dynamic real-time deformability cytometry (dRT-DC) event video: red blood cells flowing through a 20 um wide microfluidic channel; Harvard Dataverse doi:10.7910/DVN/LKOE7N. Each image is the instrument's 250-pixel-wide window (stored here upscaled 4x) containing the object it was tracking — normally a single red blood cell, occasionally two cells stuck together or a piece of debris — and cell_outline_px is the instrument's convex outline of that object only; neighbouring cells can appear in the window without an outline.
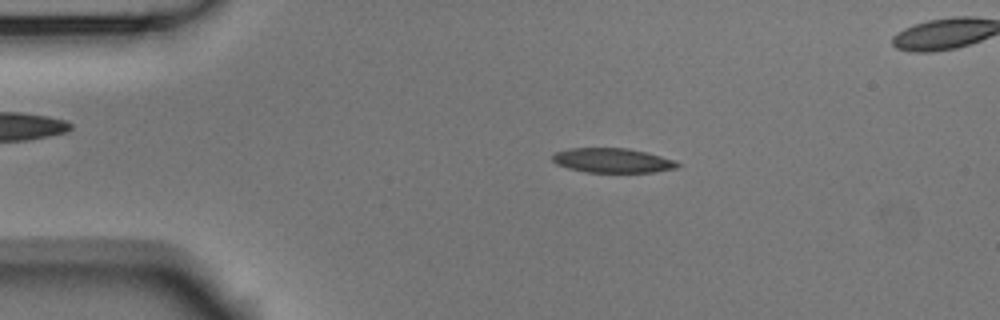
{"species": "Egyptian fruit bat (a non-hibernating species)", "species_latin": "Rousettus aegyptiacus", "temperature_condition": "room temperature", "stored_images_in_passage": 50, "camera_frame_rate_fps": 3000, "um_per_image_px": 0.085, "animal": {"sex": "male"}, "frame": {"image": 1, "passage_image": 6, "time_ms": 1.667, "image_size_px": [1000, 320], "cell_outline_px": [[680, 164], [676, 168], [652, 172], [588, 172], [568, 168], [556, 164], [552, 160], [552, 156], [556, 152], [568, 148], [628, 148], [660, 156], [672, 160]], "centroid_in_image_um": [52.01, 13.63], "position_along_channel_um": 33.0, "area_um2": 17.63}}
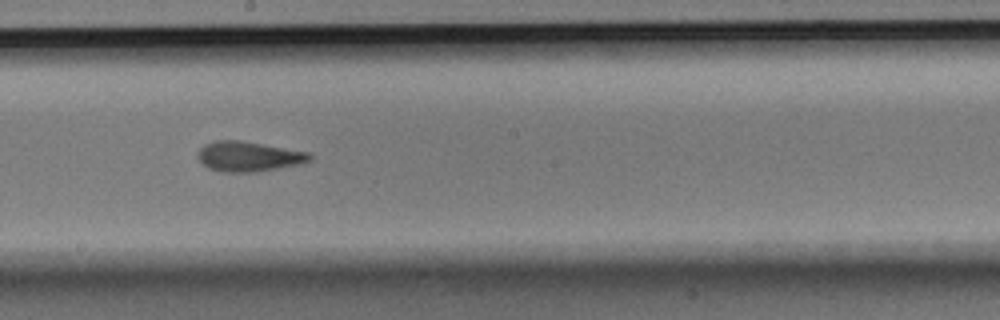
{"frame": {"image": 2, "passage_image": 25, "time_ms": 8.0, "image_size_px": [1000, 320], "cell_outline_px": [[312, 160], [296, 164], [256, 172], [224, 172], [208, 168], [196, 156], [200, 148], [204, 144], [216, 140], [240, 140], [312, 152]], "centroid_in_image_um": [21.13, 13.28], "position_along_channel_um": 227.1, "area_um2": 19.59}}
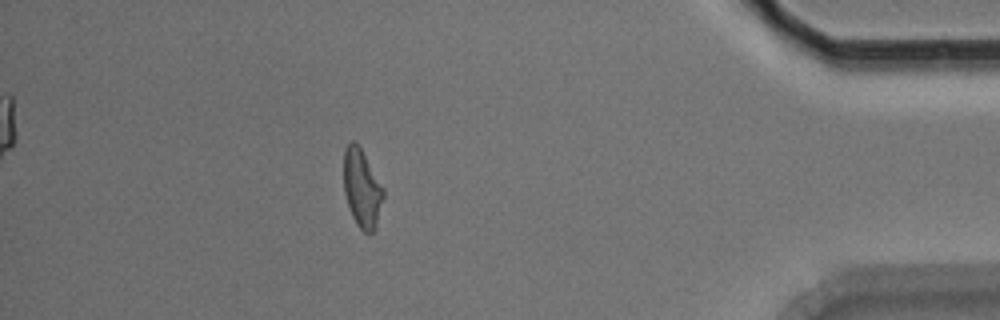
{"frame": {"image": 3, "passage_image": 43, "time_ms": 14.0, "image_size_px": [1000, 320], "cell_outline_px": [[384, 196], [376, 224], [372, 232], [364, 232], [356, 224], [352, 216], [344, 192], [344, 148], [352, 140], [356, 140], [384, 188]], "centroid_in_image_um": [30.76, 15.97], "position_along_channel_um": 404.4, "area_um2": 17.92}, "authors_computed_cell_mechanics": {"area_um2": 18.6405, "velocity_mm_per_s": 3.7162, "shape_relaxation_time_tau1_ms": null, "shape_relaxation_time_tau2_ms": 1.709, "deformation_change_tau1": null, "deformation_change_tau2": 0.0922}}